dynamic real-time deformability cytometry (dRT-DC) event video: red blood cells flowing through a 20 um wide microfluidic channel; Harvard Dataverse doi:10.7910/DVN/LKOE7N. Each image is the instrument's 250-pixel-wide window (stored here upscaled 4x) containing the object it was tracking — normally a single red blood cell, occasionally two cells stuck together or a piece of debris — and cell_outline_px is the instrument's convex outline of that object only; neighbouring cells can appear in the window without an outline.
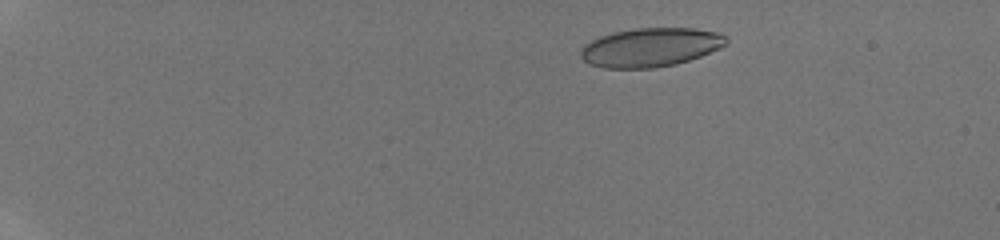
{"species": "human", "species_latin": "Homo sapiens", "temperature_condition": "room temperature", "stored_images_in_passage": 17, "camera_frame_rate_fps": 3000, "um_per_image_px": 0.085, "donor": {"sex": "male"}, "frame": {"image": 1, "passage_image": 7, "time_ms": 2.667, "image_size_px": [1000, 240], "cell_outline_px": [[728, 44], [720, 48], [700, 56], [676, 64], [652, 68], [604, 68], [588, 64], [580, 56], [580, 48], [584, 44], [600, 36], [612, 32], [632, 28], [696, 28], [716, 32], [728, 36]], "centroid_in_image_um": [55.28, 4.02], "position_along_channel_um": 29.7, "area_um2": 33.23}}
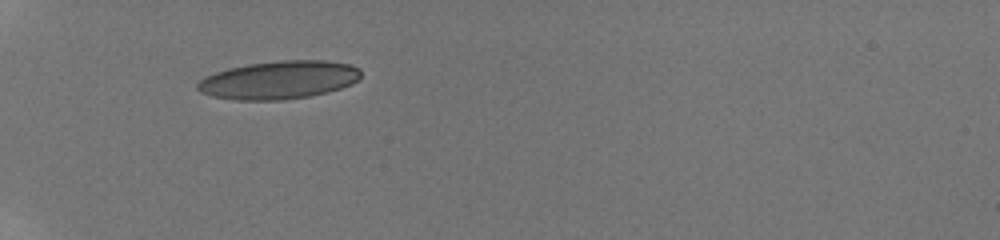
{"frame": {"image": 2, "passage_image": 14, "time_ms": 6.0, "image_size_px": [1000, 240], "cell_outline_px": [[360, 76], [352, 84], [328, 92], [308, 96], [284, 100], [236, 100], [212, 96], [200, 92], [196, 88], [196, 84], [200, 80], [216, 72], [228, 68], [248, 64], [280, 60], [324, 60], [352, 64], [360, 68]], "centroid_in_image_um": [23.72, 6.79], "position_along_channel_um": 61.3, "area_um2": 36.36}}
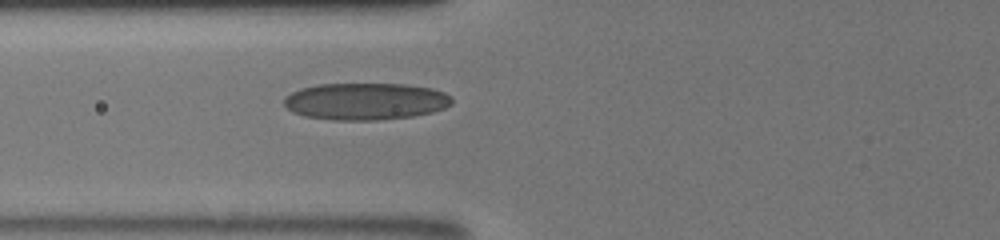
{"frame": {"image": 3, "passage_image": 17, "time_ms": 7.333, "image_size_px": [1000, 240], "cell_outline_px": [[452, 104], [444, 108], [432, 112], [412, 116], [376, 120], [332, 120], [304, 116], [292, 112], [284, 104], [284, 100], [292, 92], [300, 88], [320, 84], [404, 84], [432, 88], [444, 92], [452, 96]], "centroid_in_image_um": [31.09, 8.61], "position_along_channel_um": 94.7, "area_um2": 36.18}}